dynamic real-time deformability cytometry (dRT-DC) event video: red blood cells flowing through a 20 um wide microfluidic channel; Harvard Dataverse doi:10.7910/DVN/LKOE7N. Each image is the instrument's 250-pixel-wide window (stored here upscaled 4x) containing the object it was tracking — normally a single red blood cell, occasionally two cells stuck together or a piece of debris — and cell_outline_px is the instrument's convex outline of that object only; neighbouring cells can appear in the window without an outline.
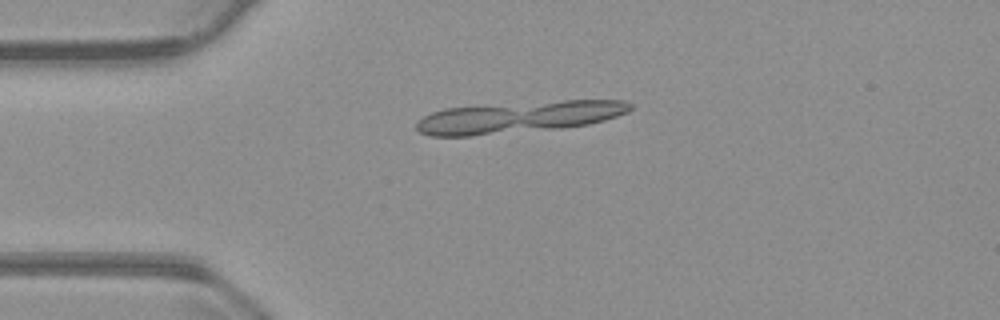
{"species": "common noctule bat (a hibernating species)", "species_latin": "Nyctalus noctula", "temperature_condition": "warm", "stored_images_in_passage": 17, "segment_of_instrument_passage": [2, 2], "camera_frame_rate_fps": 3000, "um_per_image_px": 0.085, "animal": {"sex": "male", "body_mass_g": 23.1, "forearm_length_mm": 52.7}, "frame": {"image": 1, "passage_image": 12, "time_ms": 3.667, "image_size_px": [1000, 320], "cell_outline_px": [[512, 120], [508, 124], [484, 132], [464, 136], [440, 136], [424, 132], [420, 128], [420, 120], [436, 112], [452, 108], [500, 108]], "centroid_in_image_um": [39.44, 10.33], "position_along_channel_um": 45.6, "area_um2": 14.45}}